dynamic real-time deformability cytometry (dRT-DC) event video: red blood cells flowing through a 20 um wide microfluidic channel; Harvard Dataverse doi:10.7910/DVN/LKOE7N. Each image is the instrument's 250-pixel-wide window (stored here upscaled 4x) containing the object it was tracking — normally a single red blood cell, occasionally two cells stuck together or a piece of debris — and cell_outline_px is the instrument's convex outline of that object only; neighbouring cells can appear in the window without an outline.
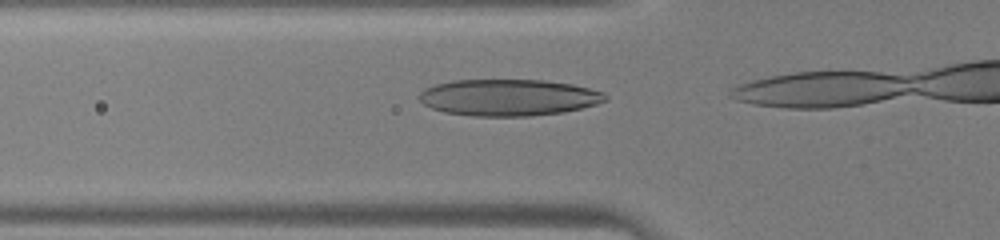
{"species": "human", "species_latin": "Homo sapiens", "temperature_condition": "warm", "stored_images_in_passage": 11, "camera_frame_rate_fps": 3000, "um_per_image_px": 0.085, "donor": {"sex": "male"}, "frame": {"image": 1, "passage_image": 9, "time_ms": 2.667, "image_size_px": [1000, 240], "cell_outline_px": [[608, 100], [596, 104], [564, 112], [528, 116], [472, 116], [444, 112], [432, 108], [424, 104], [420, 100], [420, 92], [424, 88], [436, 84], [452, 80], [544, 80], [572, 84], [604, 92], [608, 96]], "centroid_in_image_um": [43.23, 8.28], "position_along_channel_um": 82.6, "area_um2": 39.71}}